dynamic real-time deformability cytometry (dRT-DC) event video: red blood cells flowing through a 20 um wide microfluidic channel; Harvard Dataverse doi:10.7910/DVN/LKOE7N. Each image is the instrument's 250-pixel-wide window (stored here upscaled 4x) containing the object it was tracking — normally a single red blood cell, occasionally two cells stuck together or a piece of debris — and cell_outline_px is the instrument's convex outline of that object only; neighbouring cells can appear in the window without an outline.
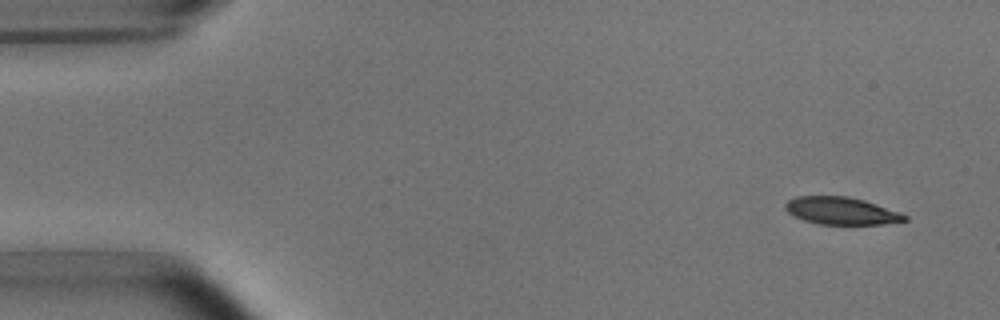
{"species": "common noctule bat (a hibernating species)", "species_latin": "Nyctalus noctula", "temperature_condition": "room temperature", "stored_images_in_passage": 9, "camera_frame_rate_fps": 3000, "um_per_image_px": 0.085, "animal": {"sex": "male", "body_mass_g": 15.6}, "frame": {"image": 1, "passage_image": 2, "time_ms": 1.0, "image_size_px": [1000, 320], "cell_outline_px": [[908, 220], [884, 224], [820, 224], [804, 220], [788, 212], [784, 208], [784, 204], [788, 200], [796, 196], [848, 196], [864, 200], [900, 212], [908, 216]], "centroid_in_image_um": [71.52, 17.91], "position_along_channel_um": 13.5, "area_um2": 19.02}}
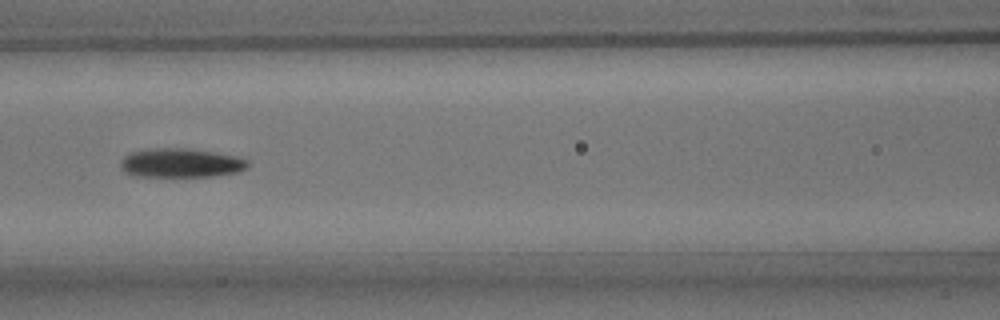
{"frame": {"image": 2, "passage_image": 7, "time_ms": 7.667, "image_size_px": [1000, 320], "cell_outline_px": [[248, 168], [236, 172], [212, 176], [132, 176], [124, 172], [120, 168], [120, 160], [124, 156], [132, 152], [156, 148], [188, 148], [236, 156], [248, 160]], "centroid_in_image_um": [15.34, 13.85], "position_along_channel_um": 151.3, "area_um2": 21.5}}
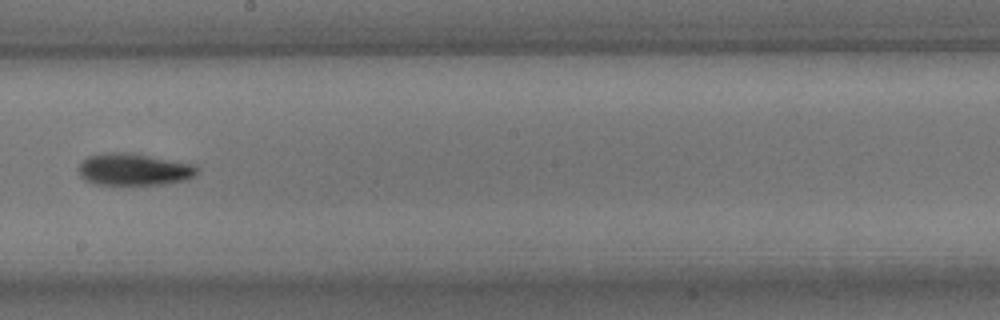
{"frame": {"image": 3, "passage_image": 9, "time_ms": 10.0, "image_size_px": [1000, 320], "cell_outline_px": [[200, 168], [196, 176], [184, 180], [168, 184], [92, 184], [84, 180], [80, 176], [76, 168], [88, 156], [108, 152], [132, 152], [196, 164]], "centroid_in_image_um": [11.41, 14.39], "position_along_channel_um": 236.8, "area_um2": 22.6}}